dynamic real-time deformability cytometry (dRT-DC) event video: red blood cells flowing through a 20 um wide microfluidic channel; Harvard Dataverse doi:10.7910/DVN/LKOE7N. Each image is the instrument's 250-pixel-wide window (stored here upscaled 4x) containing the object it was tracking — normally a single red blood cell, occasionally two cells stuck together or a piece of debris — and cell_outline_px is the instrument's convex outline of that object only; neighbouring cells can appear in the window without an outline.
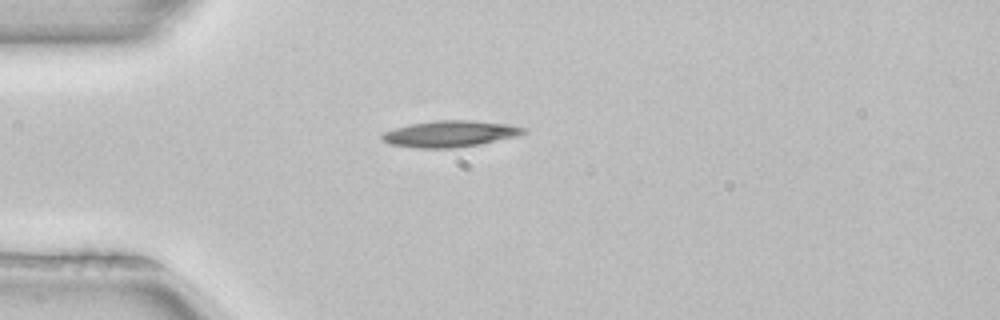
{"species": "common noctule bat (a hibernating species)", "species_latin": "Nyctalus noctula", "temperature_condition": "room temperature", "stored_images_in_passage": 3, "camera_frame_rate_fps": 3000, "um_per_image_px": 0.085, "animal": {"sex": "female", "body_mass_g": 22.7, "forearm_length_mm": 54.2}, "frame": {"image": 1, "passage_image": 3, "time_ms": 0.667, "image_size_px": [1000, 320], "cell_outline_px": [[528, 132], [516, 136], [480, 144], [456, 148], [416, 148], [388, 144], [380, 136], [384, 132], [396, 128], [412, 124], [436, 120], [468, 120], [508, 124], [524, 128]], "centroid_in_image_um": [38.25, 11.38], "position_along_channel_um": 46.8, "area_um2": 21.56}}